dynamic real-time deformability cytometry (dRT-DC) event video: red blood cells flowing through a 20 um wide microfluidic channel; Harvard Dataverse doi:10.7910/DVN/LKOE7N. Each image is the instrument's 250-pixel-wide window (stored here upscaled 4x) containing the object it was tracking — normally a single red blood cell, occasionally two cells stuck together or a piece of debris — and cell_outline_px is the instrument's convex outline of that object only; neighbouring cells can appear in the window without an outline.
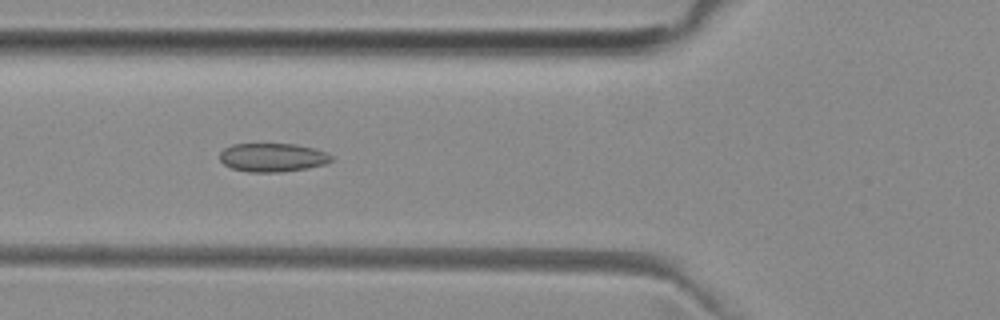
{"species": "common noctule bat (a hibernating species)", "species_latin": "Nyctalus noctula", "temperature_condition": "room temperature", "stored_images_in_passage": 52, "camera_frame_rate_fps": 3000, "um_per_image_px": 0.085, "animal": {"sex": "female", "body_mass_g": 29.2, "forearm_length_mm": 56.3}, "frame": {"image": 1, "passage_image": 19, "time_ms": 6.0, "image_size_px": [1000, 320], "cell_outline_px": [[332, 160], [324, 164], [308, 168], [280, 172], [248, 172], [232, 168], [224, 164], [220, 160], [220, 152], [224, 148], [232, 144], [296, 144], [316, 148], [328, 152], [332, 156]], "centroid_in_image_um": [23.18, 13.38], "position_along_channel_um": 102.6, "area_um2": 18.73}}
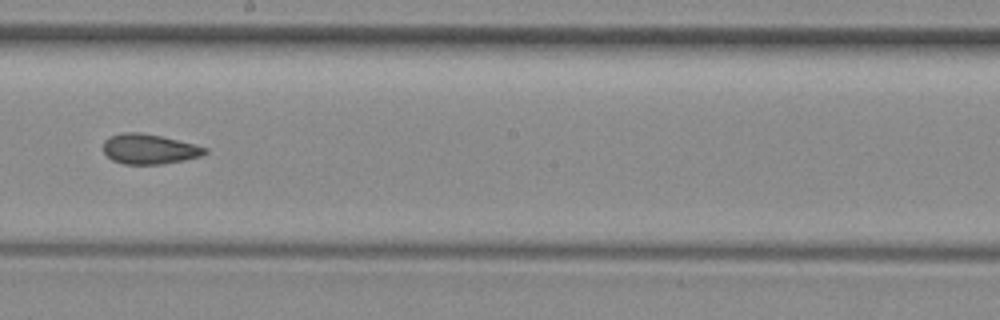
{"frame": {"image": 2, "passage_image": 29, "time_ms": 9.333, "image_size_px": [1000, 320], "cell_outline_px": [[208, 152], [200, 156], [184, 160], [160, 164], [124, 164], [112, 160], [104, 152], [104, 140], [112, 136], [124, 132], [140, 132], [160, 136], [208, 148]], "centroid_in_image_um": [12.68, 12.67], "position_along_channel_um": 235.5, "area_um2": 17.51}}
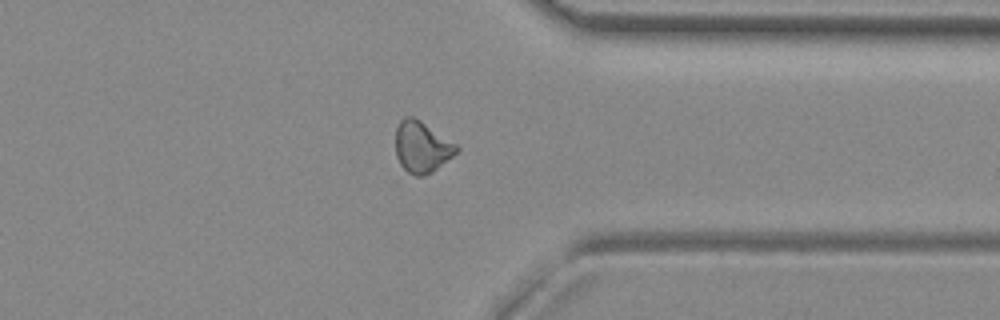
{"frame": {"image": 3, "passage_image": 40, "time_ms": 13.0, "image_size_px": [1000, 320], "cell_outline_px": [[460, 148], [452, 156], [432, 172], [424, 176], [416, 176], [408, 172], [400, 164], [396, 156], [396, 128], [400, 120], [404, 116], [412, 116], [420, 120], [456, 144]], "centroid_in_image_um": [35.83, 12.48], "position_along_channel_um": 375.6, "area_um2": 18.03}, "authors_computed_cell_mechanics": {"area_um2": 18.4093, "velocity_mm_per_s": 3.9883, "shape_relaxation_time_tau1_ms": null, "shape_relaxation_time_tau2_ms": 4.0703, "deformation_change_tau1": null, "deformation_change_tau2": 0.0967}}